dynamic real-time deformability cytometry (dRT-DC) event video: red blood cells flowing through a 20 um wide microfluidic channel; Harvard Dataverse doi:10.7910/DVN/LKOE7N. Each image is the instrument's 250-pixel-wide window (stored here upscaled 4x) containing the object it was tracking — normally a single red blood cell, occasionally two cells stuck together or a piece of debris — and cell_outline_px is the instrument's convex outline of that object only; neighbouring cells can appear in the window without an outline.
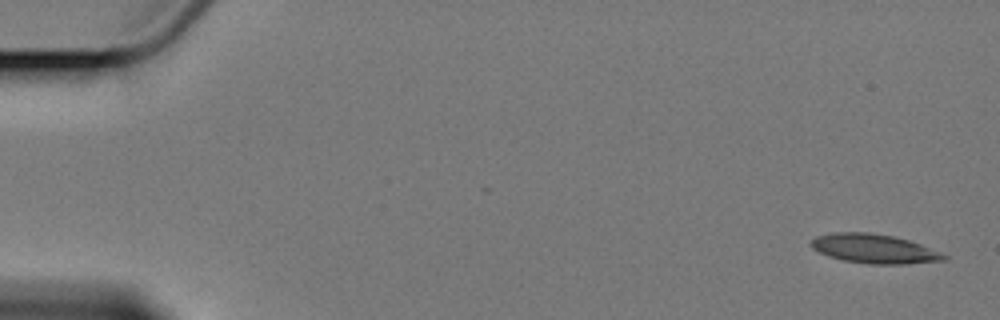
{"species": "Egyptian fruit bat (a non-hibernating species)", "species_latin": "Rousettus aegyptiacus", "temperature_condition": "cold", "stored_images_in_passage": 6, "camera_frame_rate_fps": 3000, "um_per_image_px": 0.085, "animal": {"sex": "female"}, "frame": {"image": 1, "passage_image": 1, "time_ms": 0.0, "image_size_px": [1000, 320], "cell_outline_px": [[948, 260], [904, 264], [872, 264], [844, 260], [828, 256], [812, 248], [808, 244], [816, 236], [832, 232], [868, 232], [892, 236], [908, 240], [920, 244], [940, 252], [948, 256]], "centroid_in_image_um": [74.29, 21.14], "position_along_channel_um": 10.7, "area_um2": 22.54}}
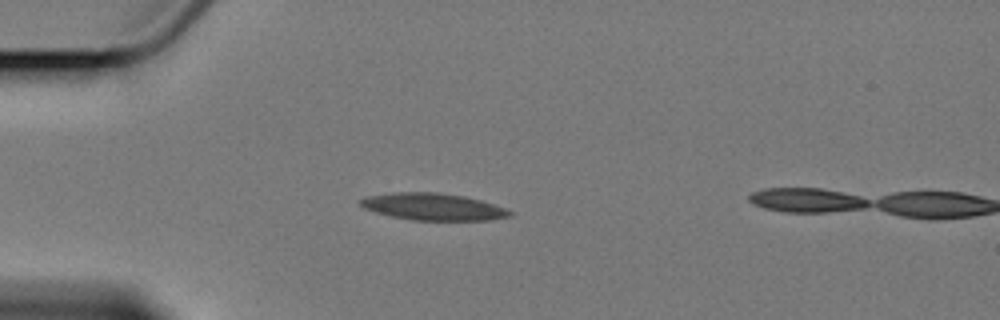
{"frame": {"image": 2, "passage_image": 4, "time_ms": 4.667, "image_size_px": [1000, 320], "cell_outline_px": [[512, 216], [488, 220], [412, 220], [392, 216], [376, 212], [364, 208], [360, 204], [360, 200], [368, 196], [392, 192], [440, 192], [464, 196], [480, 200], [504, 208], [512, 212]], "centroid_in_image_um": [36.81, 17.57], "position_along_channel_um": 48.2, "area_um2": 23.29}}